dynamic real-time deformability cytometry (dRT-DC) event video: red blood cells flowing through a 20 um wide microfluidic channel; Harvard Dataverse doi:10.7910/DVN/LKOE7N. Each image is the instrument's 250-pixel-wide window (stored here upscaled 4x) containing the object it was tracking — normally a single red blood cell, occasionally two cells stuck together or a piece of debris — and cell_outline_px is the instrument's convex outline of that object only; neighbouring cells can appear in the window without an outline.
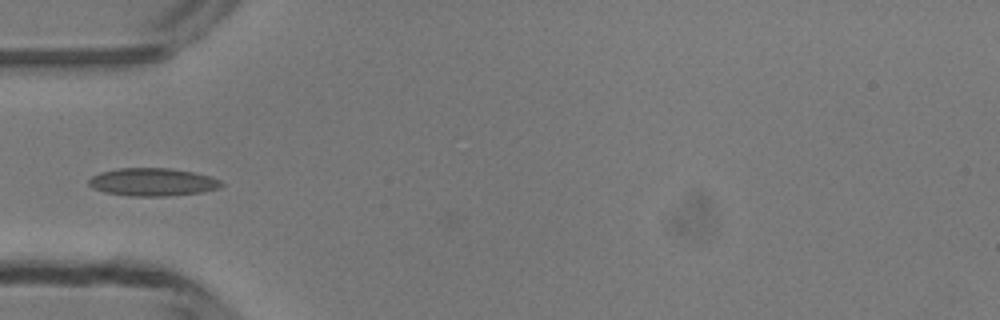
{"species": "common noctule bat (a hibernating species)", "species_latin": "Nyctalus noctula", "temperature_condition": "room temperature", "stored_images_in_passage": 35, "camera_frame_rate_fps": 3000, "um_per_image_px": 0.085, "animal": {"sex": "male", "body_mass_g": 13.3}, "frame": {"image": 1, "passage_image": 2, "time_ms": 0.333, "image_size_px": [1000, 320], "cell_outline_px": [[224, 184], [220, 188], [204, 192], [164, 196], [128, 196], [104, 192], [92, 188], [88, 184], [88, 180], [92, 176], [100, 172], [120, 168], [172, 168], [192, 172], [208, 176], [220, 180]], "centroid_in_image_um": [12.96, 15.48], "position_along_channel_um": 72.0, "area_um2": 21.62}}
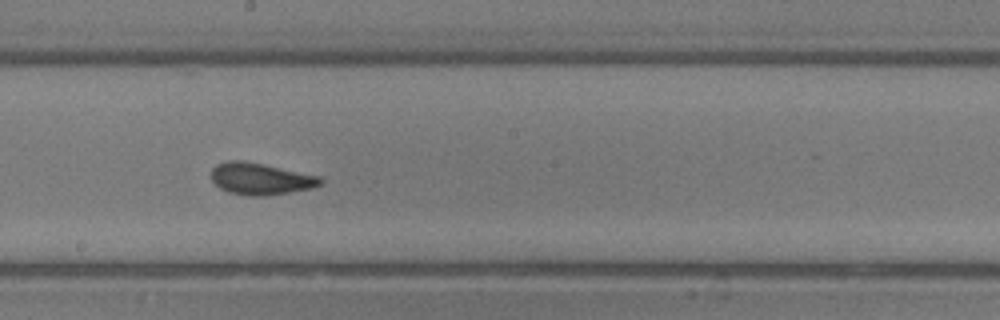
{"frame": {"image": 2, "passage_image": 13, "time_ms": 4.0, "image_size_px": [1000, 320], "cell_outline_px": [[324, 184], [312, 188], [264, 196], [248, 196], [228, 192], [220, 188], [212, 180], [212, 168], [216, 164], [228, 160], [244, 160], [264, 164], [320, 176], [324, 180]], "centroid_in_image_um": [22.16, 15.19], "position_along_channel_um": 226.0, "area_um2": 20.35}}
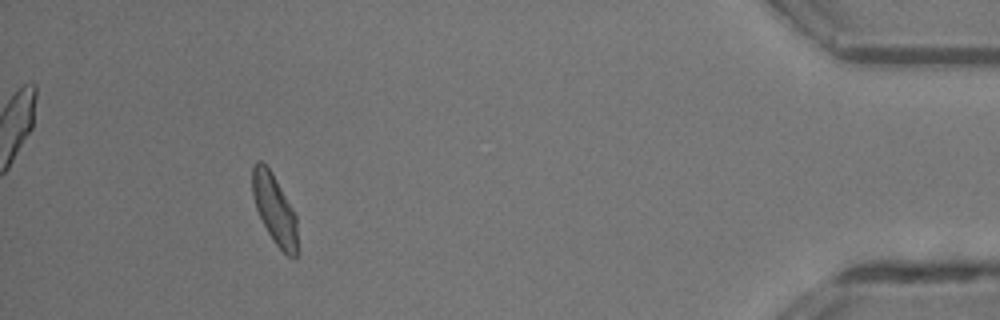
{"frame": {"image": 3, "passage_image": 31, "time_ms": 10.0, "image_size_px": [1000, 320], "cell_outline_px": [[296, 256], [288, 256], [276, 244], [268, 232], [256, 208], [252, 196], [252, 164], [256, 160], [260, 160], [272, 172], [292, 208], [296, 216]], "centroid_in_image_um": [23.3, 17.71], "position_along_channel_um": 411.9, "area_um2": 17.86}, "authors_computed_cell_mechanics": {"area_um2": 19.074, "velocity_mm_per_s": 4.1736, "shape_relaxation_time_tau1_ms": 10.0854, "shape_relaxation_time_tau2_ms": 1.3031, "deformation_change_tau1": 0.2339, "deformation_change_tau2": 0.0739}}